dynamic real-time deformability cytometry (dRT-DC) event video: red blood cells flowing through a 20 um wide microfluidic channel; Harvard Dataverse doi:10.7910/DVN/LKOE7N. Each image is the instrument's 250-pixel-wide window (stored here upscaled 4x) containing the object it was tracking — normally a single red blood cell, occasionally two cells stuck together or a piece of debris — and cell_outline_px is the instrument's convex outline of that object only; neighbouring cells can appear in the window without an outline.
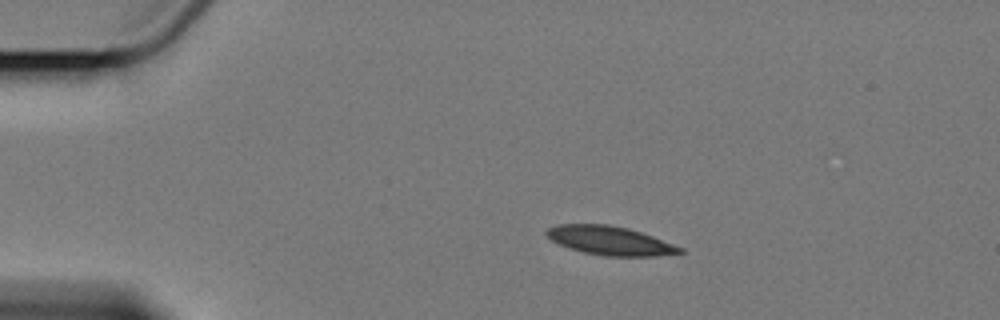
{"species": "Egyptian fruit bat (a non-hibernating species)", "species_latin": "Rousettus aegyptiacus", "temperature_condition": "cold", "stored_images_in_passage": 13, "camera_frame_rate_fps": 3000, "um_per_image_px": 0.085, "animal": {"sex": "female"}, "frame": {"image": 1, "passage_image": 1, "time_ms": 0.0, "image_size_px": [1000, 320], "cell_outline_px": [[684, 252], [656, 256], [604, 256], [584, 252], [560, 244], [552, 240], [544, 232], [548, 228], [560, 224], [608, 224], [628, 228], [652, 236], [684, 248]], "centroid_in_image_um": [51.87, 20.45], "position_along_channel_um": 33.1, "area_um2": 22.14}}
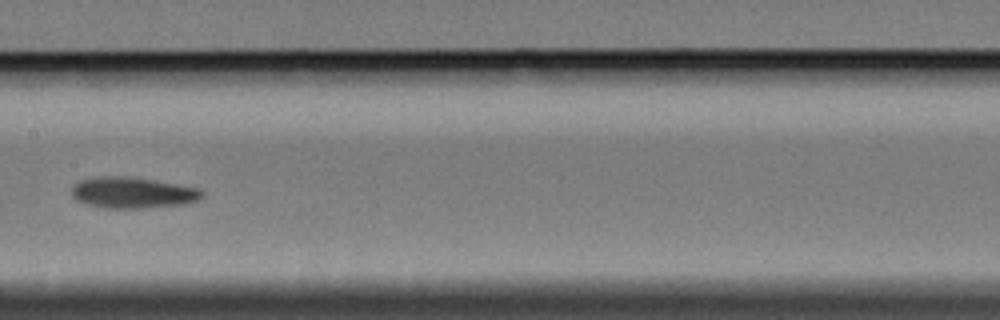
{"frame": {"image": 2, "passage_image": 6, "time_ms": 6.333, "image_size_px": [1000, 320], "cell_outline_px": [[204, 196], [196, 200], [180, 204], [144, 208], [104, 208], [84, 204], [76, 200], [72, 196], [72, 188], [80, 180], [96, 176], [124, 176], [152, 180], [200, 188], [204, 192]], "centroid_in_image_um": [11.23, 16.38], "position_along_channel_um": 196.2, "area_um2": 23.52}}
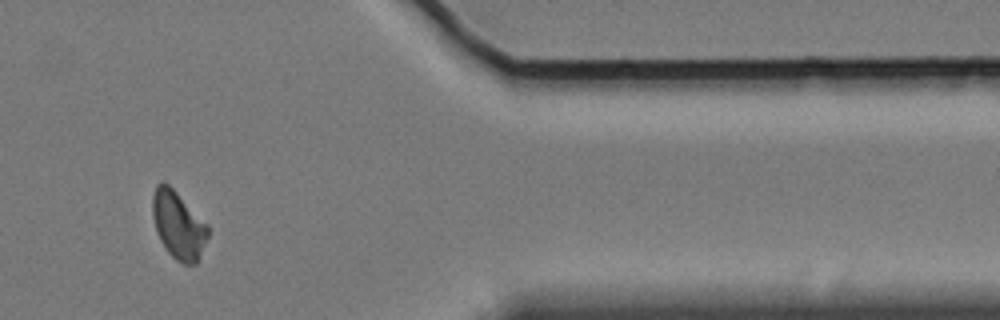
{"frame": {"image": 3, "passage_image": 11, "time_ms": 13.0, "image_size_px": [1000, 320], "cell_outline_px": [[208, 236], [196, 264], [184, 264], [176, 260], [168, 252], [160, 240], [156, 232], [152, 216], [152, 196], [156, 184], [160, 180], [164, 180], [208, 224]], "centroid_in_image_um": [15.13, 19.11], "position_along_channel_um": 396.3, "area_um2": 21.85}, "authors_computed_cell_mechanics": {"area_um2": 22.4842, "velocity_mm_per_s": 3.3751, "shape_relaxation_time_tau1_ms": 8.3872, "shape_relaxation_time_tau2_ms": null, "deformation_change_tau1": 0.1187, "deformation_change_tau2": null}}